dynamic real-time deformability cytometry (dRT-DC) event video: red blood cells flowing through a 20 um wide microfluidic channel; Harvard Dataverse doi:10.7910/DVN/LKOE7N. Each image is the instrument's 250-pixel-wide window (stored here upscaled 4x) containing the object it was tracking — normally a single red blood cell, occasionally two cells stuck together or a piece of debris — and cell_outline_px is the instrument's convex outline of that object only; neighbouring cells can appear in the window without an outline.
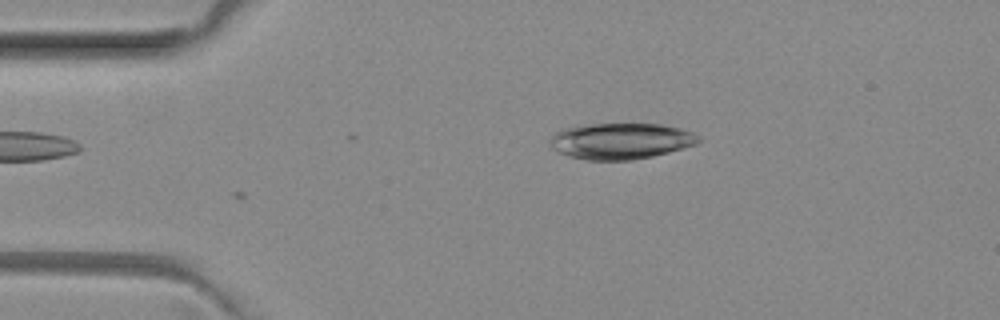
{"species": "common noctule bat (a hibernating species)", "species_latin": "Nyctalus noctula", "temperature_condition": "room temperature", "stored_images_in_passage": 3, "camera_frame_rate_fps": 3000, "um_per_image_px": 0.085, "animal": {"sex": "female", "body_mass_g": 29.2, "forearm_length_mm": 56.3}, "frame": {"image": 1, "passage_image": 1, "time_ms": 0.0, "image_size_px": [1000, 320], "cell_outline_px": [[700, 140], [696, 144], [668, 152], [652, 156], [632, 160], [588, 160], [568, 156], [552, 148], [548, 144], [552, 136], [556, 132], [564, 128], [588, 124], [660, 124], [680, 128], [692, 132], [700, 136]], "centroid_in_image_um": [52.76, 11.99], "position_along_channel_um": 32.2, "area_um2": 31.15}}
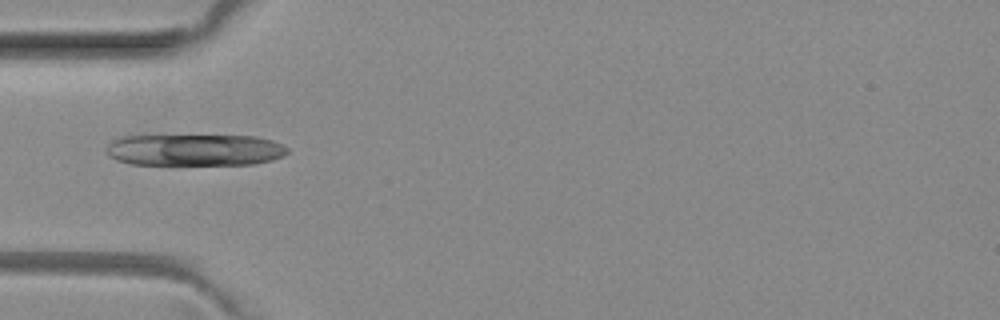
{"frame": {"image": 2, "passage_image": 3, "time_ms": 0.667, "image_size_px": [1000, 320], "cell_outline_px": [[288, 152], [284, 156], [272, 160], [252, 164], [132, 164], [116, 160], [108, 156], [108, 144], [112, 140], [120, 136], [256, 136], [272, 140], [288, 148]], "centroid_in_image_um": [16.56, 12.74], "position_along_channel_um": 68.4, "area_um2": 33.29}}